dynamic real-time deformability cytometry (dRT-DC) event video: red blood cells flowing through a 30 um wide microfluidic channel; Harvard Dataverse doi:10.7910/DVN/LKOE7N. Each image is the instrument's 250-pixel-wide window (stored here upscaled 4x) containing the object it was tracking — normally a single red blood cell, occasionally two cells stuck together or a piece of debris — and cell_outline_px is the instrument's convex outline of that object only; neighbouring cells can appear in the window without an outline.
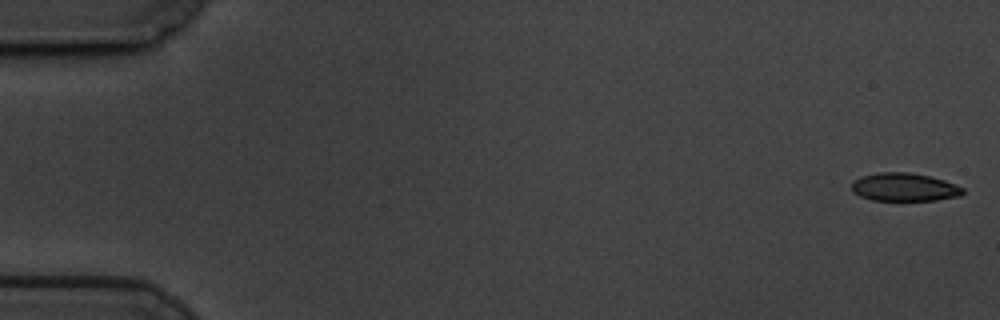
{"species": "common noctule bat (a hibernating species)", "species_latin": "Nyctalus noctula", "temperature_condition": "cold", "stored_images_in_passage": 59, "camera_frame_rate_fps": 3000, "um_per_image_px": 0.085, "animal": {"sex": "male", "body_mass_g": 19.5, "forearm_length_mm": 54.6}, "frame": {"image": 1, "passage_image": 1, "time_ms": 0.0, "image_size_px": [1000, 320], "cell_outline_px": [[964, 192], [960, 196], [936, 200], [872, 200], [860, 196], [852, 192], [852, 180], [860, 176], [876, 172], [908, 172], [928, 176], [944, 180], [964, 188]], "centroid_in_image_um": [76.83, 15.9], "position_along_channel_um": 8.2, "area_um2": 18.32}}
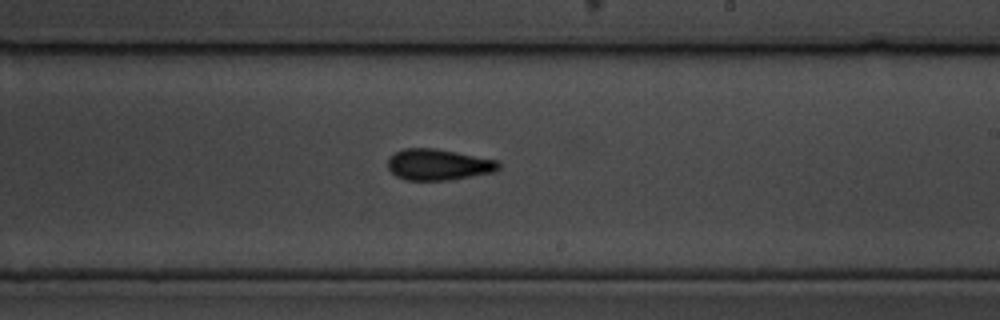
{"frame": {"image": 2, "passage_image": 35, "time_ms": 11.333, "image_size_px": [1000, 320], "cell_outline_px": [[500, 168], [492, 172], [448, 180], [404, 180], [396, 176], [388, 168], [388, 160], [396, 152], [404, 148], [436, 148], [500, 160]], "centroid_in_image_um": [37.28, 13.98], "position_along_channel_um": 251.7, "area_um2": 20.11}}
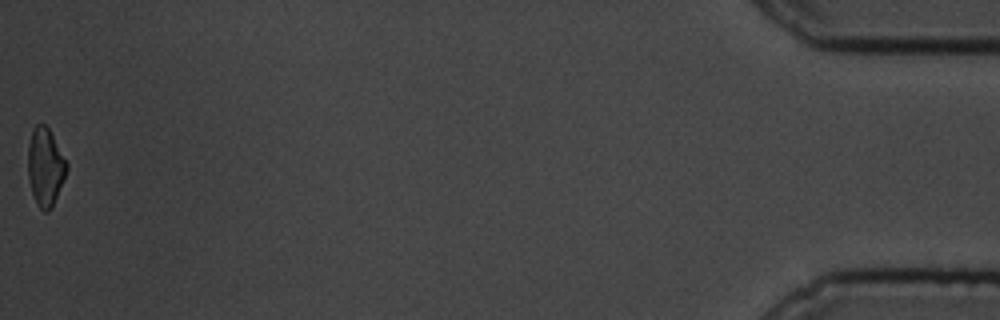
{"frame": {"image": 3, "passage_image": 59, "time_ms": 19.333, "image_size_px": [1000, 320], "cell_outline_px": [[68, 168], [52, 208], [48, 212], [44, 212], [36, 204], [28, 180], [28, 144], [32, 128], [36, 124], [44, 124], [48, 128], [68, 164]], "centroid_in_image_um": [3.83, 14.2], "position_along_channel_um": 431.4, "area_um2": 17.57}, "authors_computed_cell_mechanics": {"area_um2": 19.1896, "velocity_mm_per_s": 3.4137, "shape_relaxation_time_tau1_ms": 3.9183, "shape_relaxation_time_tau2_ms": 3.0926, "deformation_change_tau1": 0.1303, "deformation_change_tau2": 0.111}}